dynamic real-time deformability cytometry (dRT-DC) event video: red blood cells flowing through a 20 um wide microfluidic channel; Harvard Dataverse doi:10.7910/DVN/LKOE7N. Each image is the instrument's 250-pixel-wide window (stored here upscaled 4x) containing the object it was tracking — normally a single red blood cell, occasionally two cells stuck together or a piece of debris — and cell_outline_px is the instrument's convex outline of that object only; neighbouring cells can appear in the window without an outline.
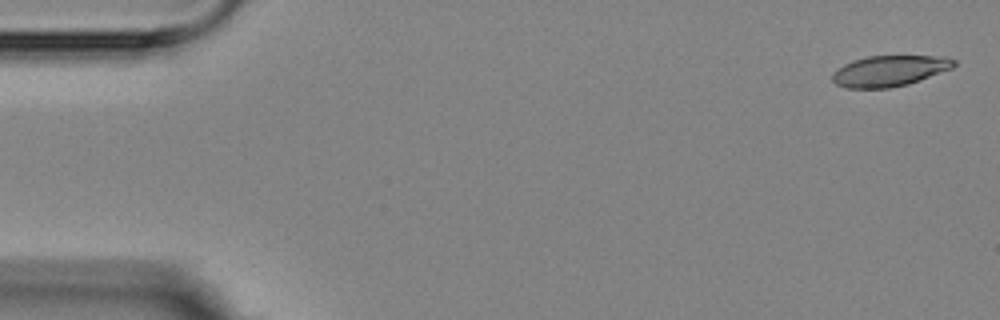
{"species": "Egyptian fruit bat (a non-hibernating species)", "species_latin": "Rousettus aegyptiacus", "temperature_condition": "room temperature", "stored_images_in_passage": 4, "camera_frame_rate_fps": 3000, "um_per_image_px": 0.085, "animal": {"sex": "female"}, "frame": {"image": 1, "passage_image": 1, "time_ms": 0.0, "image_size_px": [1000, 320], "cell_outline_px": [[956, 64], [952, 68], [920, 80], [908, 84], [888, 88], [848, 88], [836, 84], [832, 80], [832, 72], [844, 64], [852, 60], [868, 56], [944, 56], [956, 60]], "centroid_in_image_um": [75.6, 6.02], "position_along_channel_um": 9.4, "area_um2": 21.85}}